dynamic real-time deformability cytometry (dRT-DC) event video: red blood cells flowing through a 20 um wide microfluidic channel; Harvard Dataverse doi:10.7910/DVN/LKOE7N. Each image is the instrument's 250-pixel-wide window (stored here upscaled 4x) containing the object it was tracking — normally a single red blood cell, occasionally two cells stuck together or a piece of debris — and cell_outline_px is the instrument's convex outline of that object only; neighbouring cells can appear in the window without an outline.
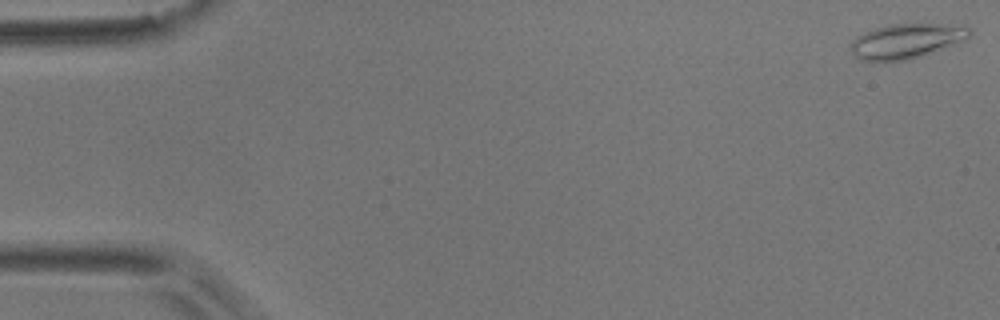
{"species": "common noctule bat (a hibernating species)", "species_latin": "Nyctalus noctula", "temperature_condition": "room temperature", "stored_images_in_passage": 55, "camera_frame_rate_fps": 3000, "um_per_image_px": 0.085, "animal": {"sex": "male", "body_mass_g": 17.9}, "frame": {"image": 1, "passage_image": 1, "time_ms": 0.0, "image_size_px": [1000, 320], "cell_outline_px": [[972, 32], [964, 40], [920, 56], [908, 60], [860, 60], [852, 52], [852, 40], [856, 36], [872, 28], [892, 24], [940, 24], [968, 28]], "centroid_in_image_um": [76.98, 3.48], "position_along_channel_um": 8.0, "area_um2": 23.41}}
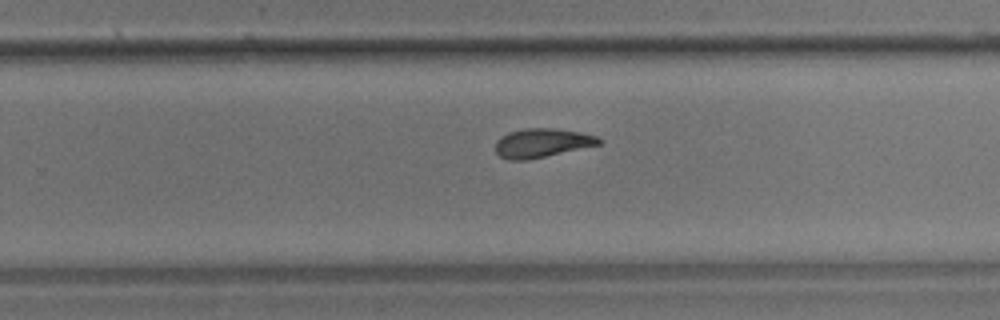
{"frame": {"image": 2, "passage_image": 35, "time_ms": 11.333, "image_size_px": [1000, 320], "cell_outline_px": [[604, 140], [600, 144], [528, 160], [508, 160], [500, 156], [496, 152], [496, 140], [500, 136], [508, 132], [524, 128], [556, 128], [580, 132], [596, 136]], "centroid_in_image_um": [46.05, 12.14], "position_along_channel_um": 283.8, "area_um2": 17.51}}
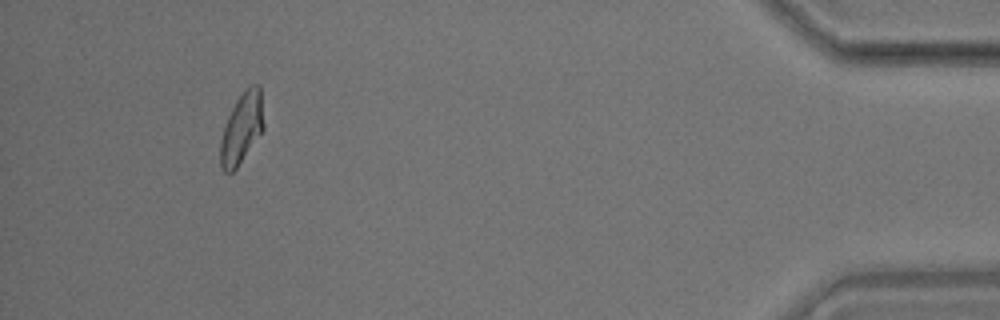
{"frame": {"image": 3, "passage_image": 51, "time_ms": 16.667, "image_size_px": [1000, 320], "cell_outline_px": [[264, 128], [236, 168], [232, 172], [224, 172], [220, 164], [220, 140], [228, 116], [236, 100], [252, 84], [260, 84], [264, 124]], "centroid_in_image_um": [20.55, 10.89], "position_along_channel_um": 414.7, "area_um2": 17.51}, "authors_computed_cell_mechanics": {"area_um2": 17.918, "velocity_mm_per_s": 3.6667, "shape_relaxation_time_tau1_ms": 5.5347, "shape_relaxation_time_tau2_ms": 4.6086, "deformation_change_tau1": 0.1522, "deformation_change_tau2": 0.1185}}